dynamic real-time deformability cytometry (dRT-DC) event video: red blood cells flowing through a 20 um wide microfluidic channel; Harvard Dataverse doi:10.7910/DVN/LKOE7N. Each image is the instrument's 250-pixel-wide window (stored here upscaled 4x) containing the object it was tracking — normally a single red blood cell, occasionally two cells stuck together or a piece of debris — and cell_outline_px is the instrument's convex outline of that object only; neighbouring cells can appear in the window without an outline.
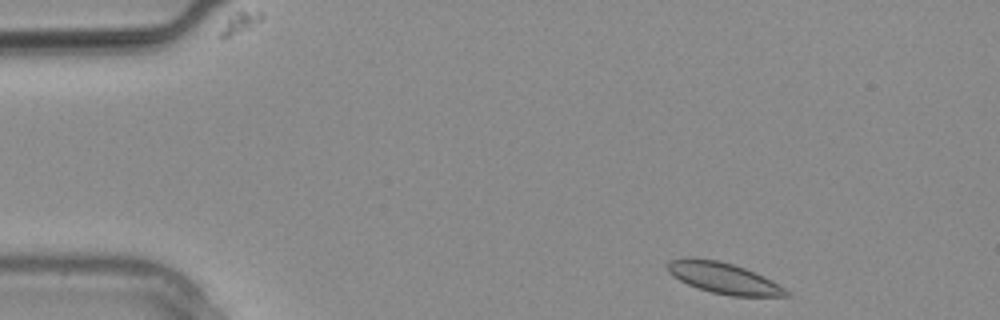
{"species": "common noctule bat (a hibernating species)", "species_latin": "Nyctalus noctula", "temperature_condition": "warm", "stored_images_in_passage": 10, "camera_frame_rate_fps": 3000, "um_per_image_px": 0.085, "animal": {"sex": "male", "body_mass_g": 20.4}, "frame": {"image": 1, "passage_image": 1, "time_ms": 0.0, "image_size_px": [1000, 320], "cell_outline_px": [[792, 296], [732, 296], [712, 292], [696, 288], [680, 280], [668, 272], [668, 260], [688, 256], [692, 256], [720, 260], [744, 268], [764, 276], [792, 292]], "centroid_in_image_um": [61.5, 23.62], "position_along_channel_um": 23.5, "area_um2": 21.68}}